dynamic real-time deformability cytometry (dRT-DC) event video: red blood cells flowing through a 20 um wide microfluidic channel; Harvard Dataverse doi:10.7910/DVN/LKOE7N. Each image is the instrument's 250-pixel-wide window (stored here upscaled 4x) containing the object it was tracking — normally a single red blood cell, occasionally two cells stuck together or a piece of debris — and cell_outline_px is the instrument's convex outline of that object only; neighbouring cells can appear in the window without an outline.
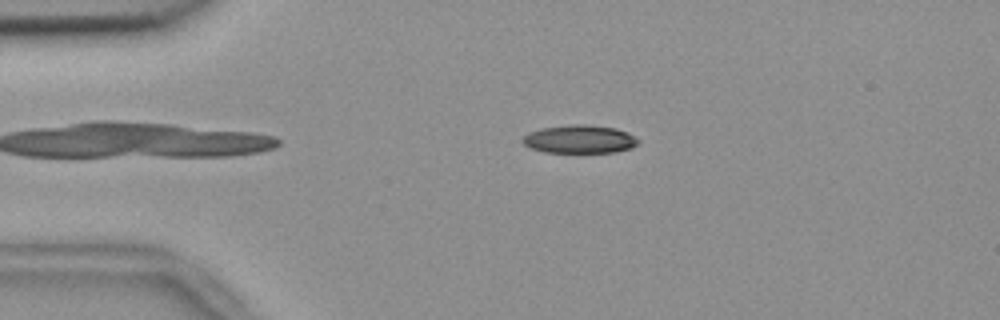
{"species": "common noctule bat (a hibernating species)", "species_latin": "Nyctalus noctula", "temperature_condition": "room temperature", "stored_images_in_passage": 45, "camera_frame_rate_fps": 3000, "um_per_image_px": 0.085, "animal": {"sex": "female", "body_mass_g": 18.4}, "frame": {"image": 1, "passage_image": 12, "time_ms": 3.667, "image_size_px": [1000, 320], "cell_outline_px": [[640, 140], [632, 148], [616, 152], [544, 152], [532, 148], [524, 144], [520, 140], [528, 132], [540, 128], [572, 124], [584, 124], [616, 128], [628, 132]], "centroid_in_image_um": [49.26, 11.82], "position_along_channel_um": 35.7, "area_um2": 19.07}}
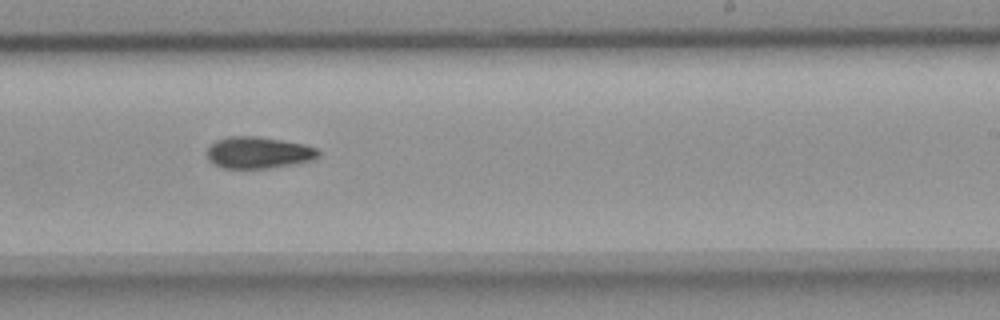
{"frame": {"image": 2, "passage_image": 34, "time_ms": 11.0, "image_size_px": [1000, 320], "cell_outline_px": [[320, 156], [312, 160], [292, 164], [268, 168], [224, 168], [212, 164], [208, 160], [208, 148], [216, 140], [228, 136], [256, 136], [304, 144], [316, 148], [320, 152]], "centroid_in_image_um": [21.95, 12.97], "position_along_channel_um": 267.0, "area_um2": 20.46}}
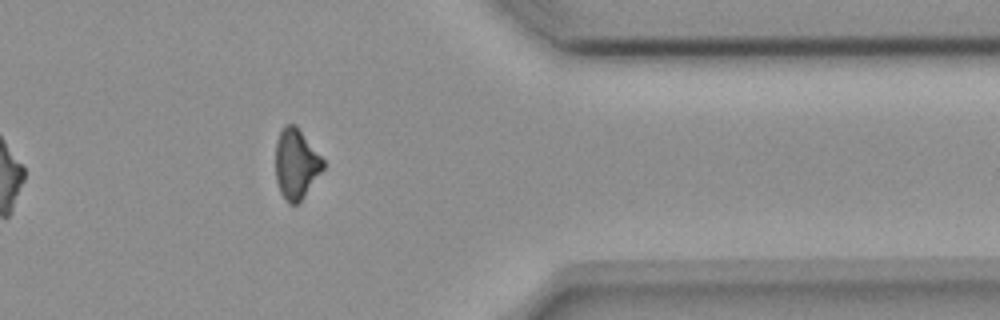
{"frame": {"image": 3, "passage_image": 45, "time_ms": 14.667, "image_size_px": [1000, 320], "cell_outline_px": [[324, 168], [300, 204], [288, 204], [284, 200], [280, 192], [276, 180], [276, 140], [284, 124], [296, 124], [324, 160]], "centroid_in_image_um": [25.17, 13.96], "position_along_channel_um": 386.2, "area_um2": 19.71}, "authors_computed_cell_mechanics": {"area_um2": 20.2878, "velocity_mm_per_s": 3.6648, "shape_relaxation_time_tau1_ms": 5.6226, "shape_relaxation_time_tau2_ms": null, "deformation_change_tau1": 0.1694, "deformation_change_tau2": null}}